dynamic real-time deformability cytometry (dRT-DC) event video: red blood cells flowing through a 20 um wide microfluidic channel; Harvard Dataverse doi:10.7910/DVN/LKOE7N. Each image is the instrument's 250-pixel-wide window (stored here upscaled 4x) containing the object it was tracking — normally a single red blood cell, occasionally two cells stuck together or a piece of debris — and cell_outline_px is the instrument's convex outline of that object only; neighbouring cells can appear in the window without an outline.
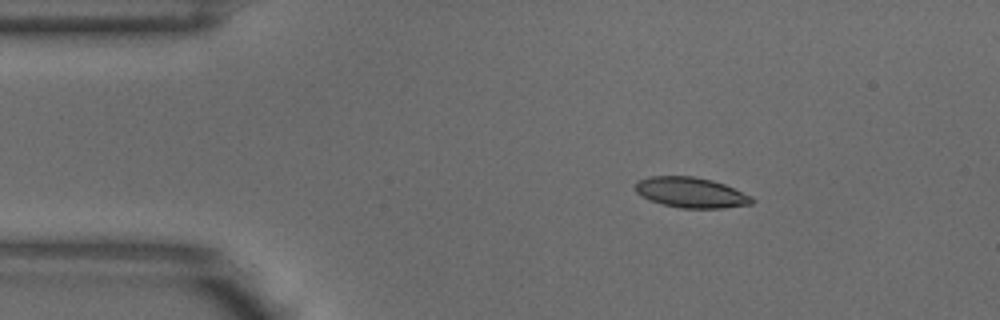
{"species": "common noctule bat (a hibernating species)", "species_latin": "Nyctalus noctula", "temperature_condition": "warm", "stored_images_in_passage": 4, "camera_frame_rate_fps": 3000, "um_per_image_px": 0.085, "animal": {"sex": "male", "body_mass_g": 18.8}, "frame": {"image": 1, "passage_image": 1, "time_ms": 0.0, "image_size_px": [1000, 320], "cell_outline_px": [[756, 200], [752, 204], [724, 208], [680, 208], [664, 204], [652, 200], [636, 192], [636, 180], [648, 176], [692, 176], [712, 180], [724, 184], [752, 196]], "centroid_in_image_um": [58.76, 16.36], "position_along_channel_um": 26.2, "area_um2": 20.58}}
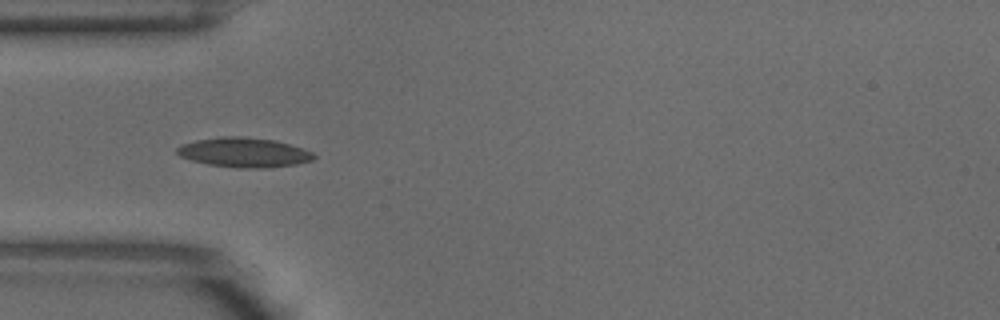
{"frame": {"image": 2, "passage_image": 3, "time_ms": 0.667, "image_size_px": [1000, 320], "cell_outline_px": [[316, 156], [312, 160], [296, 164], [268, 168], [236, 168], [208, 164], [192, 160], [180, 156], [176, 152], [176, 148], [180, 144], [196, 140], [220, 136], [244, 136], [276, 140], [312, 152]], "centroid_in_image_um": [20.71, 12.95], "position_along_channel_um": 64.3, "area_um2": 23.7}}